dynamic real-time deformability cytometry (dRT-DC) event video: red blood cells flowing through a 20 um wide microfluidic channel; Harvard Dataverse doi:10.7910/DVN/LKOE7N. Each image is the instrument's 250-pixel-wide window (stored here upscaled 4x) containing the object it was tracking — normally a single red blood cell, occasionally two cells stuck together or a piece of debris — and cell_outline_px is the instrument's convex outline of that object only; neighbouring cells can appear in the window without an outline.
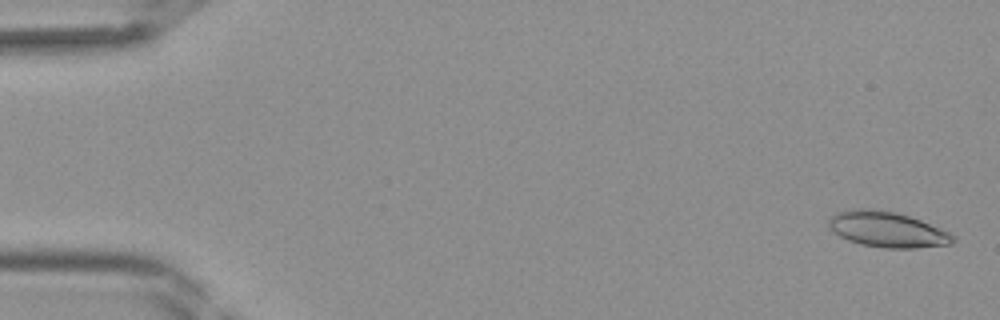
{"species": "Egyptian fruit bat (a non-hibernating species)", "species_latin": "Rousettus aegyptiacus", "temperature_condition": "room temperature", "stored_images_in_passage": 22, "camera_frame_rate_fps": 3000, "um_per_image_px": 0.085, "frame": {"image": 1, "passage_image": 2, "time_ms": 0.333, "image_size_px": [1000, 320], "cell_outline_px": [[956, 240], [952, 244], [916, 248], [884, 248], [860, 244], [848, 240], [840, 236], [828, 228], [828, 220], [836, 212], [856, 208], [872, 208], [896, 212], [920, 220], [940, 228], [956, 236]], "centroid_in_image_um": [75.41, 19.5], "position_along_channel_um": 9.6, "area_um2": 25.89}}
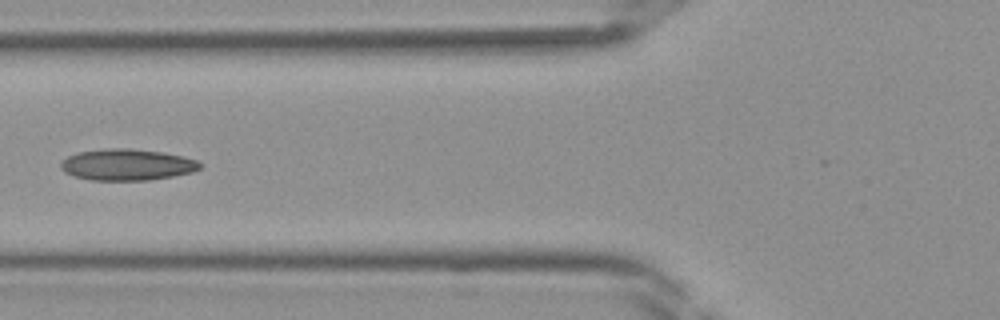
{"frame": {"image": 2, "passage_image": 17, "time_ms": 5.333, "image_size_px": [1000, 320], "cell_outline_px": [[204, 164], [200, 168], [192, 172], [172, 176], [148, 180], [92, 180], [76, 176], [64, 172], [60, 168], [60, 164], [68, 156], [76, 152], [108, 148], [132, 148], [164, 152], [184, 156], [196, 160]], "centroid_in_image_um": [10.82, 13.98], "position_along_channel_um": 115.0, "area_um2": 25.55}}
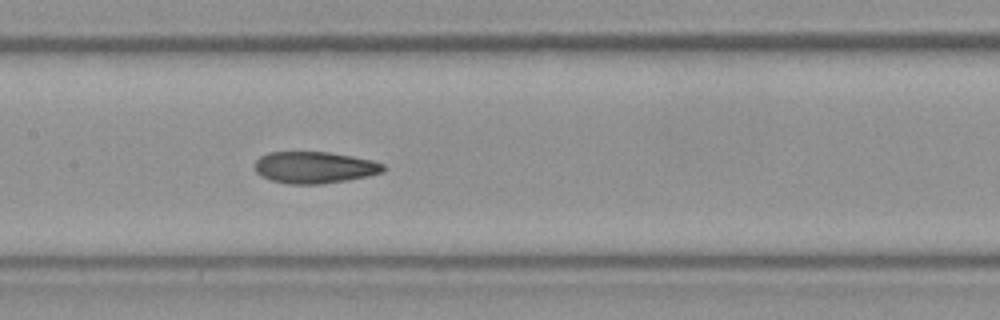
{"frame": {"image": 3, "passage_image": 21, "time_ms": 6.667, "image_size_px": [1000, 320], "cell_outline_px": [[384, 172], [368, 176], [348, 180], [320, 184], [288, 184], [272, 180], [260, 176], [256, 172], [256, 160], [260, 156], [268, 152], [328, 152], [352, 156], [372, 160], [384, 164]], "centroid_in_image_um": [26.74, 14.23], "position_along_channel_um": 180.7, "area_um2": 23.76}}